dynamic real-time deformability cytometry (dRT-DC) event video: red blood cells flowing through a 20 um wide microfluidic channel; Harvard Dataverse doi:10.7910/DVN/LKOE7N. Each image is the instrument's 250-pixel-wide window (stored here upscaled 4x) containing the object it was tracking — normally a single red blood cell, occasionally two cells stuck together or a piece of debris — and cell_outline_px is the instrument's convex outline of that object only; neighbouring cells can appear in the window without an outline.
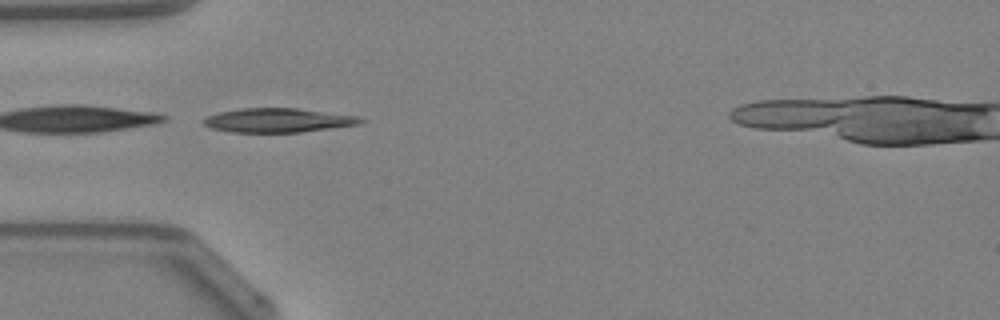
{"species": "Egyptian fruit bat (a non-hibernating species)", "species_latin": "Rousettus aegyptiacus", "temperature_condition": "warm", "stored_images_in_passage": 32, "camera_frame_rate_fps": 3000, "um_per_image_px": 0.085, "animal": {"sex": "female"}, "frame": {"image": 1, "passage_image": 1, "time_ms": 0.0, "image_size_px": [1000, 320], "cell_outline_px": [[364, 120], [356, 124], [300, 132], [232, 132], [212, 128], [204, 124], [200, 120], [208, 116], [220, 112], [240, 108], [296, 108], [360, 116]], "centroid_in_image_um": [23.59, 10.21], "position_along_channel_um": 61.4, "area_um2": 21.79}}